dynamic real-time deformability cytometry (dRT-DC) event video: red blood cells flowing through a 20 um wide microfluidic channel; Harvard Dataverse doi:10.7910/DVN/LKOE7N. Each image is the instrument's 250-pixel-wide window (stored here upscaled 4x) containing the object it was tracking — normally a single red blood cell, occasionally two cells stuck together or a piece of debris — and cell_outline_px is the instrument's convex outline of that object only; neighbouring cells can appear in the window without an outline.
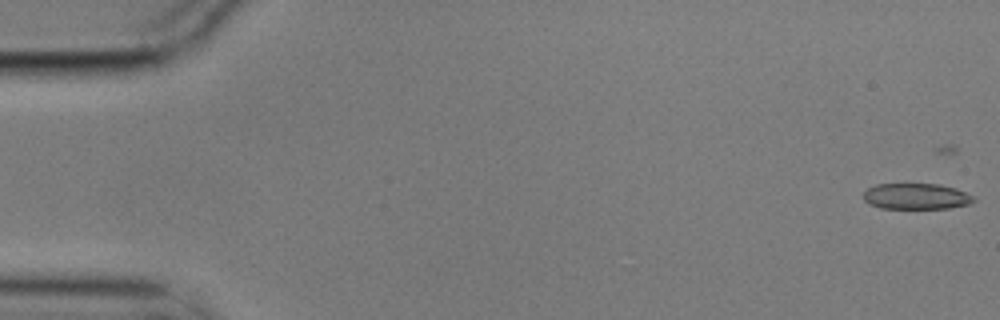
{"species": "common noctule bat (a hibernating species)", "species_latin": "Nyctalus noctula", "temperature_condition": "cold", "stored_images_in_passage": 5, "camera_frame_rate_fps": 3000, "um_per_image_px": 0.085, "animal": {"sex": "male", "body_mass_g": 17.9}, "frame": {"image": 1, "passage_image": 1, "time_ms": 0.0, "image_size_px": [1000, 320], "cell_outline_px": [[976, 200], [972, 204], [948, 208], [880, 208], [868, 204], [864, 200], [864, 192], [868, 188], [876, 184], [940, 184], [956, 188], [976, 196]], "centroid_in_image_um": [77.93, 16.69], "position_along_channel_um": 7.1, "area_um2": 16.88}}
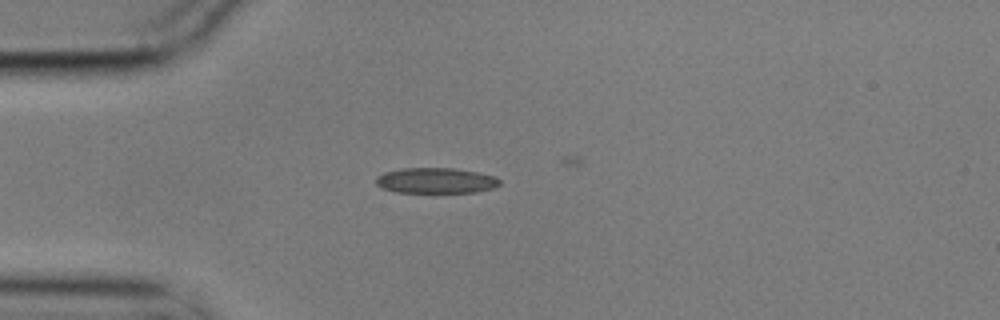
{"frame": {"image": 2, "passage_image": 5, "time_ms": 1.333, "image_size_px": [1000, 320], "cell_outline_px": [[500, 184], [492, 188], [476, 192], [396, 192], [384, 188], [376, 184], [376, 176], [384, 172], [400, 168], [452, 168], [476, 172], [496, 176], [500, 180]], "centroid_in_image_um": [37.04, 15.34], "position_along_channel_um": 48.0, "area_um2": 18.32}}